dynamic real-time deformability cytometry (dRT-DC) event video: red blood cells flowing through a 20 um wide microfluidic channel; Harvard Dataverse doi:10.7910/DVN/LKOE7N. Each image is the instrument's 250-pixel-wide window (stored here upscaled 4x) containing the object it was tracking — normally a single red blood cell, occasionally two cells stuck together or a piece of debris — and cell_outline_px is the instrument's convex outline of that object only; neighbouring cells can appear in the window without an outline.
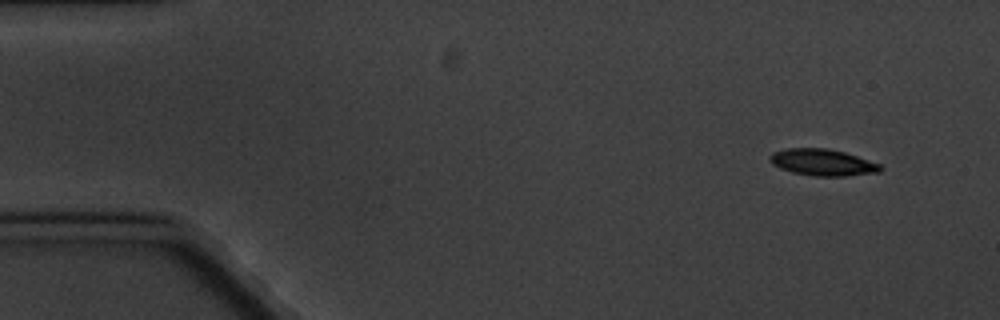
{"species": "common noctule bat (a hibernating species)", "species_latin": "Nyctalus noctula", "temperature_condition": "cold", "stored_images_in_passage": 3, "camera_frame_rate_fps": 3000, "um_per_image_px": 0.085, "animal": {"sex": "male", "body_mass_g": 20.1, "forearm_length_mm": 53.5}, "frame": {"image": 1, "passage_image": 1, "time_ms": 0.0, "image_size_px": [1000, 320], "cell_outline_px": [[884, 168], [880, 172], [844, 176], [816, 176], [792, 172], [780, 168], [772, 164], [768, 156], [772, 152], [784, 148], [824, 148], [844, 152], [880, 164]], "centroid_in_image_um": [69.89, 13.8], "position_along_channel_um": 15.1, "area_um2": 17.11}}